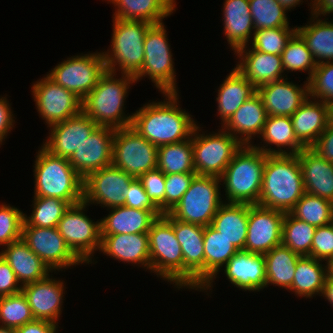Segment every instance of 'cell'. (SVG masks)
I'll use <instances>...</instances> for the list:
<instances>
[{"instance_id":"cell-1","label":"cell","mask_w":333,"mask_h":333,"mask_svg":"<svg viewBox=\"0 0 333 333\" xmlns=\"http://www.w3.org/2000/svg\"><path fill=\"white\" fill-rule=\"evenodd\" d=\"M164 100L150 101L135 110L131 127L156 147L190 139L197 121L182 109L179 93H164Z\"/></svg>"},{"instance_id":"cell-2","label":"cell","mask_w":333,"mask_h":333,"mask_svg":"<svg viewBox=\"0 0 333 333\" xmlns=\"http://www.w3.org/2000/svg\"><path fill=\"white\" fill-rule=\"evenodd\" d=\"M118 75L106 70L97 85L82 100V111L98 126L114 129L131 126L133 113L126 114L124 111L129 89L136 84V80L129 74Z\"/></svg>"},{"instance_id":"cell-3","label":"cell","mask_w":333,"mask_h":333,"mask_svg":"<svg viewBox=\"0 0 333 333\" xmlns=\"http://www.w3.org/2000/svg\"><path fill=\"white\" fill-rule=\"evenodd\" d=\"M305 193L298 154H266L258 205L287 213Z\"/></svg>"},{"instance_id":"cell-4","label":"cell","mask_w":333,"mask_h":333,"mask_svg":"<svg viewBox=\"0 0 333 333\" xmlns=\"http://www.w3.org/2000/svg\"><path fill=\"white\" fill-rule=\"evenodd\" d=\"M33 165L34 196L52 197L75 205L83 201L84 178L68 159L38 147Z\"/></svg>"},{"instance_id":"cell-5","label":"cell","mask_w":333,"mask_h":333,"mask_svg":"<svg viewBox=\"0 0 333 333\" xmlns=\"http://www.w3.org/2000/svg\"><path fill=\"white\" fill-rule=\"evenodd\" d=\"M265 162L266 154L261 150L253 145H242L220 177L225 192L223 201L258 204Z\"/></svg>"},{"instance_id":"cell-6","label":"cell","mask_w":333,"mask_h":333,"mask_svg":"<svg viewBox=\"0 0 333 333\" xmlns=\"http://www.w3.org/2000/svg\"><path fill=\"white\" fill-rule=\"evenodd\" d=\"M112 19L111 44L107 51H102L106 70L135 76L141 70L144 61V38L152 24Z\"/></svg>"},{"instance_id":"cell-7","label":"cell","mask_w":333,"mask_h":333,"mask_svg":"<svg viewBox=\"0 0 333 333\" xmlns=\"http://www.w3.org/2000/svg\"><path fill=\"white\" fill-rule=\"evenodd\" d=\"M148 235L151 273L183 290V254L173 230L172 216L169 213L159 216Z\"/></svg>"},{"instance_id":"cell-8","label":"cell","mask_w":333,"mask_h":333,"mask_svg":"<svg viewBox=\"0 0 333 333\" xmlns=\"http://www.w3.org/2000/svg\"><path fill=\"white\" fill-rule=\"evenodd\" d=\"M168 31L163 23L152 25L144 38L145 57L141 70L134 76L136 83L148 77L159 93H179L176 69Z\"/></svg>"},{"instance_id":"cell-9","label":"cell","mask_w":333,"mask_h":333,"mask_svg":"<svg viewBox=\"0 0 333 333\" xmlns=\"http://www.w3.org/2000/svg\"><path fill=\"white\" fill-rule=\"evenodd\" d=\"M221 179L215 176L195 175L189 189L169 214L183 222L208 226L224 203Z\"/></svg>"},{"instance_id":"cell-10","label":"cell","mask_w":333,"mask_h":333,"mask_svg":"<svg viewBox=\"0 0 333 333\" xmlns=\"http://www.w3.org/2000/svg\"><path fill=\"white\" fill-rule=\"evenodd\" d=\"M202 128L198 124L191 136L196 174L220 178L242 144L222 127L212 133Z\"/></svg>"},{"instance_id":"cell-11","label":"cell","mask_w":333,"mask_h":333,"mask_svg":"<svg viewBox=\"0 0 333 333\" xmlns=\"http://www.w3.org/2000/svg\"><path fill=\"white\" fill-rule=\"evenodd\" d=\"M89 205L84 201L70 205L58 222L57 229L67 246L86 265L96 264V251L101 244L100 219L92 220L85 213ZM94 258V259H93Z\"/></svg>"},{"instance_id":"cell-12","label":"cell","mask_w":333,"mask_h":333,"mask_svg":"<svg viewBox=\"0 0 333 333\" xmlns=\"http://www.w3.org/2000/svg\"><path fill=\"white\" fill-rule=\"evenodd\" d=\"M47 72V76L66 90L84 99L97 85L100 76L106 71L101 52H87L67 57Z\"/></svg>"},{"instance_id":"cell-13","label":"cell","mask_w":333,"mask_h":333,"mask_svg":"<svg viewBox=\"0 0 333 333\" xmlns=\"http://www.w3.org/2000/svg\"><path fill=\"white\" fill-rule=\"evenodd\" d=\"M158 147L139 135L132 127L116 129L113 139L112 165L134 178L157 168Z\"/></svg>"},{"instance_id":"cell-14","label":"cell","mask_w":333,"mask_h":333,"mask_svg":"<svg viewBox=\"0 0 333 333\" xmlns=\"http://www.w3.org/2000/svg\"><path fill=\"white\" fill-rule=\"evenodd\" d=\"M30 91L39 118L46 122L47 128L82 111V99L55 83L47 75L35 81Z\"/></svg>"},{"instance_id":"cell-15","label":"cell","mask_w":333,"mask_h":333,"mask_svg":"<svg viewBox=\"0 0 333 333\" xmlns=\"http://www.w3.org/2000/svg\"><path fill=\"white\" fill-rule=\"evenodd\" d=\"M21 238L54 274L84 265L67 246L57 227L23 226Z\"/></svg>"},{"instance_id":"cell-16","label":"cell","mask_w":333,"mask_h":333,"mask_svg":"<svg viewBox=\"0 0 333 333\" xmlns=\"http://www.w3.org/2000/svg\"><path fill=\"white\" fill-rule=\"evenodd\" d=\"M134 179L114 165L93 171L84 178L83 201L107 209L124 206L127 189Z\"/></svg>"},{"instance_id":"cell-17","label":"cell","mask_w":333,"mask_h":333,"mask_svg":"<svg viewBox=\"0 0 333 333\" xmlns=\"http://www.w3.org/2000/svg\"><path fill=\"white\" fill-rule=\"evenodd\" d=\"M172 226L183 254V289L204 288V226L174 219Z\"/></svg>"},{"instance_id":"cell-18","label":"cell","mask_w":333,"mask_h":333,"mask_svg":"<svg viewBox=\"0 0 333 333\" xmlns=\"http://www.w3.org/2000/svg\"><path fill=\"white\" fill-rule=\"evenodd\" d=\"M285 212L249 204L248 228L244 250L266 254L282 244V222Z\"/></svg>"},{"instance_id":"cell-19","label":"cell","mask_w":333,"mask_h":333,"mask_svg":"<svg viewBox=\"0 0 333 333\" xmlns=\"http://www.w3.org/2000/svg\"><path fill=\"white\" fill-rule=\"evenodd\" d=\"M52 275L49 274L42 280L24 285L21 291L35 319L58 324L62 316L66 283Z\"/></svg>"},{"instance_id":"cell-20","label":"cell","mask_w":333,"mask_h":333,"mask_svg":"<svg viewBox=\"0 0 333 333\" xmlns=\"http://www.w3.org/2000/svg\"><path fill=\"white\" fill-rule=\"evenodd\" d=\"M98 125L83 111L50 126L42 147L52 155L69 159Z\"/></svg>"},{"instance_id":"cell-21","label":"cell","mask_w":333,"mask_h":333,"mask_svg":"<svg viewBox=\"0 0 333 333\" xmlns=\"http://www.w3.org/2000/svg\"><path fill=\"white\" fill-rule=\"evenodd\" d=\"M114 128L97 126L68 159L85 178L89 173L112 165Z\"/></svg>"},{"instance_id":"cell-22","label":"cell","mask_w":333,"mask_h":333,"mask_svg":"<svg viewBox=\"0 0 333 333\" xmlns=\"http://www.w3.org/2000/svg\"><path fill=\"white\" fill-rule=\"evenodd\" d=\"M287 78L257 88L268 116L291 117L309 97V84H296Z\"/></svg>"},{"instance_id":"cell-23","label":"cell","mask_w":333,"mask_h":333,"mask_svg":"<svg viewBox=\"0 0 333 333\" xmlns=\"http://www.w3.org/2000/svg\"><path fill=\"white\" fill-rule=\"evenodd\" d=\"M223 271L226 280L244 292L255 293L266 288L265 258L262 254L238 250L220 270Z\"/></svg>"},{"instance_id":"cell-24","label":"cell","mask_w":333,"mask_h":333,"mask_svg":"<svg viewBox=\"0 0 333 333\" xmlns=\"http://www.w3.org/2000/svg\"><path fill=\"white\" fill-rule=\"evenodd\" d=\"M234 56L238 60L236 68L257 88L288 76L285 74L281 55L262 53L247 45L239 48Z\"/></svg>"},{"instance_id":"cell-25","label":"cell","mask_w":333,"mask_h":333,"mask_svg":"<svg viewBox=\"0 0 333 333\" xmlns=\"http://www.w3.org/2000/svg\"><path fill=\"white\" fill-rule=\"evenodd\" d=\"M99 252L151 273L148 233L101 235Z\"/></svg>"},{"instance_id":"cell-26","label":"cell","mask_w":333,"mask_h":333,"mask_svg":"<svg viewBox=\"0 0 333 333\" xmlns=\"http://www.w3.org/2000/svg\"><path fill=\"white\" fill-rule=\"evenodd\" d=\"M267 116L262 98L256 93L241 105L222 128L242 145H252L254 139L261 136Z\"/></svg>"},{"instance_id":"cell-27","label":"cell","mask_w":333,"mask_h":333,"mask_svg":"<svg viewBox=\"0 0 333 333\" xmlns=\"http://www.w3.org/2000/svg\"><path fill=\"white\" fill-rule=\"evenodd\" d=\"M222 7L223 35L235 53L249 45L255 32L249 0H225Z\"/></svg>"},{"instance_id":"cell-28","label":"cell","mask_w":333,"mask_h":333,"mask_svg":"<svg viewBox=\"0 0 333 333\" xmlns=\"http://www.w3.org/2000/svg\"><path fill=\"white\" fill-rule=\"evenodd\" d=\"M305 192L333 202V163L323 159L312 148L298 153Z\"/></svg>"},{"instance_id":"cell-29","label":"cell","mask_w":333,"mask_h":333,"mask_svg":"<svg viewBox=\"0 0 333 333\" xmlns=\"http://www.w3.org/2000/svg\"><path fill=\"white\" fill-rule=\"evenodd\" d=\"M259 139L260 144L252 145L267 155L298 154L305 148L297 140L291 118L288 116H267Z\"/></svg>"},{"instance_id":"cell-30","label":"cell","mask_w":333,"mask_h":333,"mask_svg":"<svg viewBox=\"0 0 333 333\" xmlns=\"http://www.w3.org/2000/svg\"><path fill=\"white\" fill-rule=\"evenodd\" d=\"M107 216L100 219L101 235L148 233L152 223L163 214L161 211H150L129 208L126 206L106 209Z\"/></svg>"},{"instance_id":"cell-31","label":"cell","mask_w":333,"mask_h":333,"mask_svg":"<svg viewBox=\"0 0 333 333\" xmlns=\"http://www.w3.org/2000/svg\"><path fill=\"white\" fill-rule=\"evenodd\" d=\"M237 251L212 225L204 227V288L200 292L209 296L220 270Z\"/></svg>"},{"instance_id":"cell-32","label":"cell","mask_w":333,"mask_h":333,"mask_svg":"<svg viewBox=\"0 0 333 333\" xmlns=\"http://www.w3.org/2000/svg\"><path fill=\"white\" fill-rule=\"evenodd\" d=\"M217 91V116L222 127L247 99L257 93V87L234 66Z\"/></svg>"},{"instance_id":"cell-33","label":"cell","mask_w":333,"mask_h":333,"mask_svg":"<svg viewBox=\"0 0 333 333\" xmlns=\"http://www.w3.org/2000/svg\"><path fill=\"white\" fill-rule=\"evenodd\" d=\"M0 255L13 269L22 287L42 280L53 273L22 238L3 247Z\"/></svg>"},{"instance_id":"cell-34","label":"cell","mask_w":333,"mask_h":333,"mask_svg":"<svg viewBox=\"0 0 333 333\" xmlns=\"http://www.w3.org/2000/svg\"><path fill=\"white\" fill-rule=\"evenodd\" d=\"M290 118L297 140L311 148L328 125L327 104L308 97Z\"/></svg>"},{"instance_id":"cell-35","label":"cell","mask_w":333,"mask_h":333,"mask_svg":"<svg viewBox=\"0 0 333 333\" xmlns=\"http://www.w3.org/2000/svg\"><path fill=\"white\" fill-rule=\"evenodd\" d=\"M113 4V18L144 21L155 25L163 23L176 11V0H104Z\"/></svg>"},{"instance_id":"cell-36","label":"cell","mask_w":333,"mask_h":333,"mask_svg":"<svg viewBox=\"0 0 333 333\" xmlns=\"http://www.w3.org/2000/svg\"><path fill=\"white\" fill-rule=\"evenodd\" d=\"M249 204L224 202L212 220V226L238 250H244L248 228Z\"/></svg>"},{"instance_id":"cell-37","label":"cell","mask_w":333,"mask_h":333,"mask_svg":"<svg viewBox=\"0 0 333 333\" xmlns=\"http://www.w3.org/2000/svg\"><path fill=\"white\" fill-rule=\"evenodd\" d=\"M307 24L297 26V33L303 38L318 64L333 62V22L329 17L311 13Z\"/></svg>"},{"instance_id":"cell-38","label":"cell","mask_w":333,"mask_h":333,"mask_svg":"<svg viewBox=\"0 0 333 333\" xmlns=\"http://www.w3.org/2000/svg\"><path fill=\"white\" fill-rule=\"evenodd\" d=\"M323 262L310 256H301L296 263L293 282L288 292L297 298L311 299L321 296L328 275V264Z\"/></svg>"},{"instance_id":"cell-39","label":"cell","mask_w":333,"mask_h":333,"mask_svg":"<svg viewBox=\"0 0 333 333\" xmlns=\"http://www.w3.org/2000/svg\"><path fill=\"white\" fill-rule=\"evenodd\" d=\"M301 257L289 247L280 244L264 254L266 270V288L273 285L289 290L291 288L296 263Z\"/></svg>"},{"instance_id":"cell-40","label":"cell","mask_w":333,"mask_h":333,"mask_svg":"<svg viewBox=\"0 0 333 333\" xmlns=\"http://www.w3.org/2000/svg\"><path fill=\"white\" fill-rule=\"evenodd\" d=\"M157 168L164 174L196 173L191 138L159 146Z\"/></svg>"},{"instance_id":"cell-41","label":"cell","mask_w":333,"mask_h":333,"mask_svg":"<svg viewBox=\"0 0 333 333\" xmlns=\"http://www.w3.org/2000/svg\"><path fill=\"white\" fill-rule=\"evenodd\" d=\"M32 213H24L23 226L43 228L57 227L65 211L70 207L67 201L52 197H33Z\"/></svg>"},{"instance_id":"cell-42","label":"cell","mask_w":333,"mask_h":333,"mask_svg":"<svg viewBox=\"0 0 333 333\" xmlns=\"http://www.w3.org/2000/svg\"><path fill=\"white\" fill-rule=\"evenodd\" d=\"M316 227L285 213L282 222V244L301 256L311 257V245Z\"/></svg>"},{"instance_id":"cell-43","label":"cell","mask_w":333,"mask_h":333,"mask_svg":"<svg viewBox=\"0 0 333 333\" xmlns=\"http://www.w3.org/2000/svg\"><path fill=\"white\" fill-rule=\"evenodd\" d=\"M290 213L315 227L328 225L333 220V202L305 193Z\"/></svg>"},{"instance_id":"cell-44","label":"cell","mask_w":333,"mask_h":333,"mask_svg":"<svg viewBox=\"0 0 333 333\" xmlns=\"http://www.w3.org/2000/svg\"><path fill=\"white\" fill-rule=\"evenodd\" d=\"M282 65L285 73L287 72H306V81L312 77L313 71L317 66L311 51L308 49L303 38L296 32L288 41L281 54Z\"/></svg>"},{"instance_id":"cell-45","label":"cell","mask_w":333,"mask_h":333,"mask_svg":"<svg viewBox=\"0 0 333 333\" xmlns=\"http://www.w3.org/2000/svg\"><path fill=\"white\" fill-rule=\"evenodd\" d=\"M254 29L290 27L286 9L277 0H249Z\"/></svg>"},{"instance_id":"cell-46","label":"cell","mask_w":333,"mask_h":333,"mask_svg":"<svg viewBox=\"0 0 333 333\" xmlns=\"http://www.w3.org/2000/svg\"><path fill=\"white\" fill-rule=\"evenodd\" d=\"M34 320L31 308L22 291L0 297V325L17 329Z\"/></svg>"},{"instance_id":"cell-47","label":"cell","mask_w":333,"mask_h":333,"mask_svg":"<svg viewBox=\"0 0 333 333\" xmlns=\"http://www.w3.org/2000/svg\"><path fill=\"white\" fill-rule=\"evenodd\" d=\"M297 26L255 30L250 47L267 54L281 55Z\"/></svg>"},{"instance_id":"cell-48","label":"cell","mask_w":333,"mask_h":333,"mask_svg":"<svg viewBox=\"0 0 333 333\" xmlns=\"http://www.w3.org/2000/svg\"><path fill=\"white\" fill-rule=\"evenodd\" d=\"M24 212L6 202L0 204V247L21 239Z\"/></svg>"},{"instance_id":"cell-49","label":"cell","mask_w":333,"mask_h":333,"mask_svg":"<svg viewBox=\"0 0 333 333\" xmlns=\"http://www.w3.org/2000/svg\"><path fill=\"white\" fill-rule=\"evenodd\" d=\"M308 84L310 98L325 103L333 101V62L318 64Z\"/></svg>"},{"instance_id":"cell-50","label":"cell","mask_w":333,"mask_h":333,"mask_svg":"<svg viewBox=\"0 0 333 333\" xmlns=\"http://www.w3.org/2000/svg\"><path fill=\"white\" fill-rule=\"evenodd\" d=\"M196 173L165 174V214L180 202Z\"/></svg>"},{"instance_id":"cell-51","label":"cell","mask_w":333,"mask_h":333,"mask_svg":"<svg viewBox=\"0 0 333 333\" xmlns=\"http://www.w3.org/2000/svg\"><path fill=\"white\" fill-rule=\"evenodd\" d=\"M151 201L165 214V174L158 168L138 178Z\"/></svg>"},{"instance_id":"cell-52","label":"cell","mask_w":333,"mask_h":333,"mask_svg":"<svg viewBox=\"0 0 333 333\" xmlns=\"http://www.w3.org/2000/svg\"><path fill=\"white\" fill-rule=\"evenodd\" d=\"M311 257L329 262L333 259V225L332 223L316 227L311 245Z\"/></svg>"},{"instance_id":"cell-53","label":"cell","mask_w":333,"mask_h":333,"mask_svg":"<svg viewBox=\"0 0 333 333\" xmlns=\"http://www.w3.org/2000/svg\"><path fill=\"white\" fill-rule=\"evenodd\" d=\"M124 206L140 210L160 211L146 194L141 181L135 178L126 192Z\"/></svg>"},{"instance_id":"cell-54","label":"cell","mask_w":333,"mask_h":333,"mask_svg":"<svg viewBox=\"0 0 333 333\" xmlns=\"http://www.w3.org/2000/svg\"><path fill=\"white\" fill-rule=\"evenodd\" d=\"M22 286L19 283L13 269L0 255V297L21 292Z\"/></svg>"},{"instance_id":"cell-55","label":"cell","mask_w":333,"mask_h":333,"mask_svg":"<svg viewBox=\"0 0 333 333\" xmlns=\"http://www.w3.org/2000/svg\"><path fill=\"white\" fill-rule=\"evenodd\" d=\"M8 95L0 96V148L13 127L15 128V114H13Z\"/></svg>"},{"instance_id":"cell-56","label":"cell","mask_w":333,"mask_h":333,"mask_svg":"<svg viewBox=\"0 0 333 333\" xmlns=\"http://www.w3.org/2000/svg\"><path fill=\"white\" fill-rule=\"evenodd\" d=\"M311 148L323 159L333 163V126L327 125Z\"/></svg>"},{"instance_id":"cell-57","label":"cell","mask_w":333,"mask_h":333,"mask_svg":"<svg viewBox=\"0 0 333 333\" xmlns=\"http://www.w3.org/2000/svg\"><path fill=\"white\" fill-rule=\"evenodd\" d=\"M59 325L47 320L35 319L15 329V333H59Z\"/></svg>"},{"instance_id":"cell-58","label":"cell","mask_w":333,"mask_h":333,"mask_svg":"<svg viewBox=\"0 0 333 333\" xmlns=\"http://www.w3.org/2000/svg\"><path fill=\"white\" fill-rule=\"evenodd\" d=\"M308 6L311 13H315L319 16L326 17L330 16L333 13V0H310ZM329 14V15H328Z\"/></svg>"},{"instance_id":"cell-59","label":"cell","mask_w":333,"mask_h":333,"mask_svg":"<svg viewBox=\"0 0 333 333\" xmlns=\"http://www.w3.org/2000/svg\"><path fill=\"white\" fill-rule=\"evenodd\" d=\"M321 296L333 307V278L327 275Z\"/></svg>"},{"instance_id":"cell-60","label":"cell","mask_w":333,"mask_h":333,"mask_svg":"<svg viewBox=\"0 0 333 333\" xmlns=\"http://www.w3.org/2000/svg\"><path fill=\"white\" fill-rule=\"evenodd\" d=\"M278 3H280L287 11H291V9L293 10L294 8H296L297 6L299 7L300 4H303V0H277ZM294 7V8H293Z\"/></svg>"},{"instance_id":"cell-61","label":"cell","mask_w":333,"mask_h":333,"mask_svg":"<svg viewBox=\"0 0 333 333\" xmlns=\"http://www.w3.org/2000/svg\"><path fill=\"white\" fill-rule=\"evenodd\" d=\"M328 125L333 126V101L327 102Z\"/></svg>"},{"instance_id":"cell-62","label":"cell","mask_w":333,"mask_h":333,"mask_svg":"<svg viewBox=\"0 0 333 333\" xmlns=\"http://www.w3.org/2000/svg\"><path fill=\"white\" fill-rule=\"evenodd\" d=\"M0 333H15V329L0 325Z\"/></svg>"},{"instance_id":"cell-63","label":"cell","mask_w":333,"mask_h":333,"mask_svg":"<svg viewBox=\"0 0 333 333\" xmlns=\"http://www.w3.org/2000/svg\"><path fill=\"white\" fill-rule=\"evenodd\" d=\"M327 264H328V275L333 278V259H331Z\"/></svg>"}]
</instances>
